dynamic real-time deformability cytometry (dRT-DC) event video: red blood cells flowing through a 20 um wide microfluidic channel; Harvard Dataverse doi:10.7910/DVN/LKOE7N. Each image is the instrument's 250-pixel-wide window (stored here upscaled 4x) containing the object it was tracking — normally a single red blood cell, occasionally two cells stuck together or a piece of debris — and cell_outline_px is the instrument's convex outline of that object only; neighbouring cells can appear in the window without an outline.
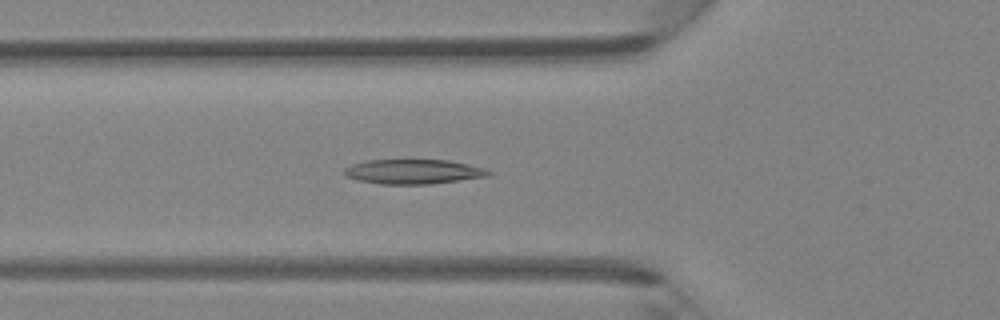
{"species": "Egyptian fruit bat (a non-hibernating species)", "species_latin": "Rousettus aegyptiacus", "temperature_condition": "room temperature", "stored_images_in_passage": 46, "camera_frame_rate_fps": 3000, "um_per_image_px": 0.085, "animal": {"sex": "female"}, "frame": {"image": 1, "passage_image": 16, "time_ms": 5.0, "image_size_px": [1000, 320], "cell_outline_px": [[492, 172], [488, 176], [432, 184], [380, 184], [360, 180], [348, 176], [344, 172], [344, 168], [352, 164], [364, 160], [448, 160], [468, 164], [484, 168]], "centroid_in_image_um": [35.14, 14.58], "position_along_channel_um": 90.7, "area_um2": 20.58}}
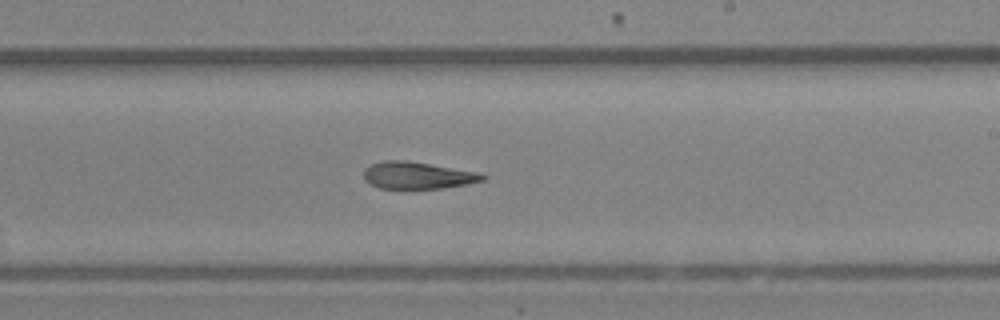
{"frame": {"image": 2, "passage_image": 27, "time_ms": 8.667, "image_size_px": [1000, 320], "cell_outline_px": [[488, 176], [484, 180], [464, 184], [440, 188], [380, 188], [368, 184], [364, 180], [364, 168], [372, 164], [384, 160], [404, 160], [476, 172]], "centroid_in_image_um": [35.42, 14.91], "position_along_channel_um": 253.6, "area_um2": 18.38}}
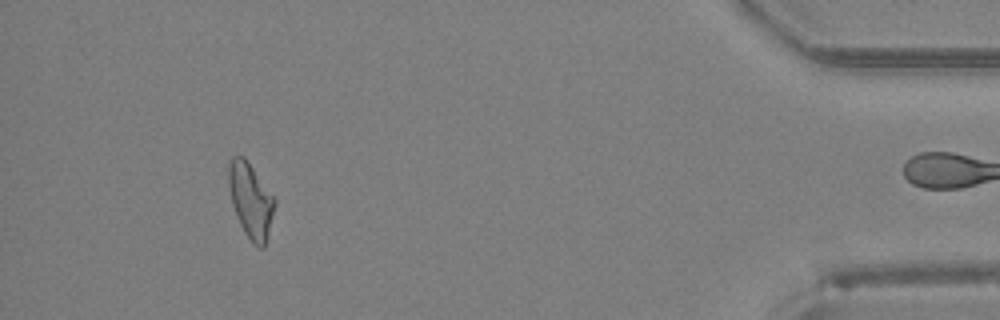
{"frame": {"image": 3, "passage_image": 42, "time_ms": 13.667, "image_size_px": [1000, 320], "cell_outline_px": [[276, 204], [268, 236], [264, 248], [260, 248], [244, 232], [240, 224], [232, 204], [228, 184], [228, 164], [232, 156], [244, 156], [276, 200]], "centroid_in_image_um": [21.31, 17.02], "position_along_channel_um": 413.9, "area_um2": 19.88}}